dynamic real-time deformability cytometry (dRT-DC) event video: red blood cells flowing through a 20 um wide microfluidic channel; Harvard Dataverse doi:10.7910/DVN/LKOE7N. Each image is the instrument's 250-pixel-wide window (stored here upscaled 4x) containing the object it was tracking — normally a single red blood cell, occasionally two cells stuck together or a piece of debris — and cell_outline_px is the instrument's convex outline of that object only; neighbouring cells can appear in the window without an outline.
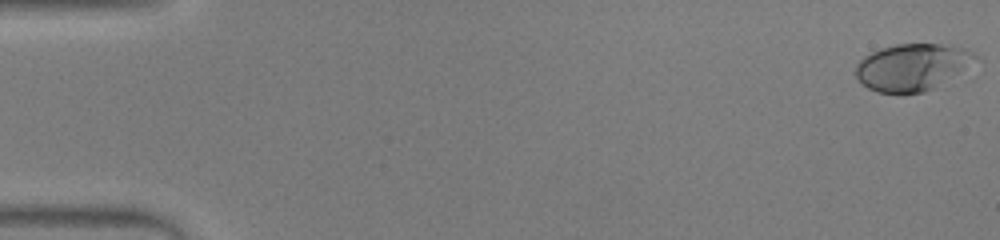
{"species": "human", "species_latin": "Homo sapiens", "temperature_condition": "warm", "stored_images_in_passage": 53, "camera_frame_rate_fps": 3000, "um_per_image_px": 0.085, "donor": {"sex": "male"}, "frame": {"image": 1, "passage_image": 1, "time_ms": 0.0, "image_size_px": [1000, 240], "cell_outline_px": [[980, 60], [932, 88], [924, 92], [900, 96], [876, 92], [868, 88], [856, 76], [856, 64], [864, 56], [880, 48], [896, 44], [940, 44], [964, 48], [972, 52]], "centroid_in_image_um": [77.51, 5.73], "position_along_channel_um": 7.5, "area_um2": 32.89}}
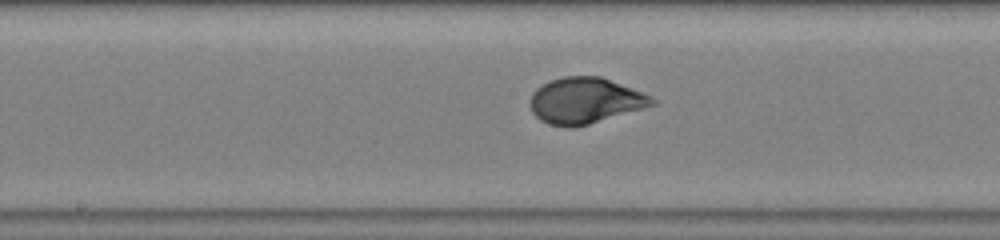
{"frame": {"image": 2, "passage_image": 28, "time_ms": 9.0, "image_size_px": [1000, 240], "cell_outline_px": [[656, 104], [588, 124], [572, 128], [564, 128], [548, 124], [540, 120], [532, 112], [528, 100], [532, 92], [536, 88], [552, 80], [564, 76], [600, 76], [652, 96], [656, 100]], "centroid_in_image_um": [49.68, 8.56], "position_along_channel_um": 198.5, "area_um2": 32.6}}
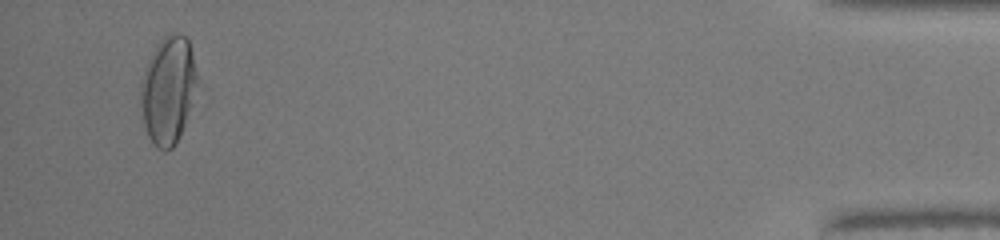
{"frame": {"image": 3, "passage_image": 51, "time_ms": 16.667, "image_size_px": [1000, 240], "cell_outline_px": [[200, 80], [192, 104], [180, 136], [176, 144], [172, 148], [164, 152], [156, 148], [152, 144], [148, 136], [144, 124], [140, 104], [140, 80], [148, 60], [152, 52], [160, 40], [168, 32], [180, 32], [188, 40], [192, 52]], "centroid_in_image_um": [14.3, 7.65], "position_along_channel_um": 420.9, "area_um2": 36.24}, "authors_computed_cell_mechanics": {"area_um2": 31.8478, "velocity_mm_per_s": 3.9157, "shape_relaxation_time_tau1_ms": 3.5626, "shape_relaxation_time_tau2_ms": null, "deformation_change_tau1": 0.1886, "deformation_change_tau2": null}}